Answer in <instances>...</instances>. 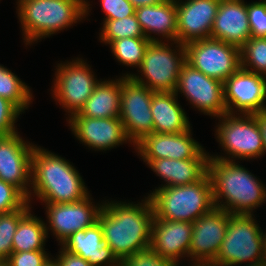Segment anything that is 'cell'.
I'll list each match as a JSON object with an SVG mask.
<instances>
[{
	"mask_svg": "<svg viewBox=\"0 0 266 266\" xmlns=\"http://www.w3.org/2000/svg\"><path fill=\"white\" fill-rule=\"evenodd\" d=\"M256 120L261 131L263 145L266 153V110L256 113Z\"/></svg>",
	"mask_w": 266,
	"mask_h": 266,
	"instance_id": "40",
	"label": "cell"
},
{
	"mask_svg": "<svg viewBox=\"0 0 266 266\" xmlns=\"http://www.w3.org/2000/svg\"><path fill=\"white\" fill-rule=\"evenodd\" d=\"M223 91L227 114L253 115L266 110L264 75L240 67L223 82Z\"/></svg>",
	"mask_w": 266,
	"mask_h": 266,
	"instance_id": "13",
	"label": "cell"
},
{
	"mask_svg": "<svg viewBox=\"0 0 266 266\" xmlns=\"http://www.w3.org/2000/svg\"><path fill=\"white\" fill-rule=\"evenodd\" d=\"M0 266H9L7 262H0Z\"/></svg>",
	"mask_w": 266,
	"mask_h": 266,
	"instance_id": "46",
	"label": "cell"
},
{
	"mask_svg": "<svg viewBox=\"0 0 266 266\" xmlns=\"http://www.w3.org/2000/svg\"><path fill=\"white\" fill-rule=\"evenodd\" d=\"M44 266H59V264L58 261L52 256L48 259Z\"/></svg>",
	"mask_w": 266,
	"mask_h": 266,
	"instance_id": "42",
	"label": "cell"
},
{
	"mask_svg": "<svg viewBox=\"0 0 266 266\" xmlns=\"http://www.w3.org/2000/svg\"><path fill=\"white\" fill-rule=\"evenodd\" d=\"M58 251V255L55 256L59 266H92L87 260L83 259L79 255L72 254L62 247Z\"/></svg>",
	"mask_w": 266,
	"mask_h": 266,
	"instance_id": "39",
	"label": "cell"
},
{
	"mask_svg": "<svg viewBox=\"0 0 266 266\" xmlns=\"http://www.w3.org/2000/svg\"><path fill=\"white\" fill-rule=\"evenodd\" d=\"M207 174L214 207L232 215H254L266 202V187L248 169L232 160L209 158Z\"/></svg>",
	"mask_w": 266,
	"mask_h": 266,
	"instance_id": "2",
	"label": "cell"
},
{
	"mask_svg": "<svg viewBox=\"0 0 266 266\" xmlns=\"http://www.w3.org/2000/svg\"><path fill=\"white\" fill-rule=\"evenodd\" d=\"M241 67L266 76V37H250L240 48Z\"/></svg>",
	"mask_w": 266,
	"mask_h": 266,
	"instance_id": "32",
	"label": "cell"
},
{
	"mask_svg": "<svg viewBox=\"0 0 266 266\" xmlns=\"http://www.w3.org/2000/svg\"><path fill=\"white\" fill-rule=\"evenodd\" d=\"M68 126L83 145L95 151H106L124 143L132 144L119 117H68Z\"/></svg>",
	"mask_w": 266,
	"mask_h": 266,
	"instance_id": "18",
	"label": "cell"
},
{
	"mask_svg": "<svg viewBox=\"0 0 266 266\" xmlns=\"http://www.w3.org/2000/svg\"><path fill=\"white\" fill-rule=\"evenodd\" d=\"M135 9L143 6H148V5H157L162 3L164 0H128Z\"/></svg>",
	"mask_w": 266,
	"mask_h": 266,
	"instance_id": "41",
	"label": "cell"
},
{
	"mask_svg": "<svg viewBox=\"0 0 266 266\" xmlns=\"http://www.w3.org/2000/svg\"><path fill=\"white\" fill-rule=\"evenodd\" d=\"M92 200L89 195L74 203H45V214L49 224L46 225L47 235L51 231L60 245L74 232L93 226L98 222L104 202L95 205Z\"/></svg>",
	"mask_w": 266,
	"mask_h": 266,
	"instance_id": "15",
	"label": "cell"
},
{
	"mask_svg": "<svg viewBox=\"0 0 266 266\" xmlns=\"http://www.w3.org/2000/svg\"><path fill=\"white\" fill-rule=\"evenodd\" d=\"M148 196L158 219L193 223L214 208L208 174L190 185L155 187Z\"/></svg>",
	"mask_w": 266,
	"mask_h": 266,
	"instance_id": "5",
	"label": "cell"
},
{
	"mask_svg": "<svg viewBox=\"0 0 266 266\" xmlns=\"http://www.w3.org/2000/svg\"><path fill=\"white\" fill-rule=\"evenodd\" d=\"M104 16L103 20L123 19L135 14L134 6L128 0H100Z\"/></svg>",
	"mask_w": 266,
	"mask_h": 266,
	"instance_id": "38",
	"label": "cell"
},
{
	"mask_svg": "<svg viewBox=\"0 0 266 266\" xmlns=\"http://www.w3.org/2000/svg\"><path fill=\"white\" fill-rule=\"evenodd\" d=\"M185 62L186 50L183 44L177 41H151L137 69L141 76L138 73H126L123 76L131 77L154 92H175Z\"/></svg>",
	"mask_w": 266,
	"mask_h": 266,
	"instance_id": "6",
	"label": "cell"
},
{
	"mask_svg": "<svg viewBox=\"0 0 266 266\" xmlns=\"http://www.w3.org/2000/svg\"><path fill=\"white\" fill-rule=\"evenodd\" d=\"M218 119L215 136L226 155L210 154L209 158L251 160L265 154L256 114H224Z\"/></svg>",
	"mask_w": 266,
	"mask_h": 266,
	"instance_id": "8",
	"label": "cell"
},
{
	"mask_svg": "<svg viewBox=\"0 0 266 266\" xmlns=\"http://www.w3.org/2000/svg\"><path fill=\"white\" fill-rule=\"evenodd\" d=\"M262 238H263L264 257L266 262V233L263 232V229H262Z\"/></svg>",
	"mask_w": 266,
	"mask_h": 266,
	"instance_id": "43",
	"label": "cell"
},
{
	"mask_svg": "<svg viewBox=\"0 0 266 266\" xmlns=\"http://www.w3.org/2000/svg\"><path fill=\"white\" fill-rule=\"evenodd\" d=\"M141 200L138 203L105 200L98 215L103 239L119 261L150 248L153 206L148 195Z\"/></svg>",
	"mask_w": 266,
	"mask_h": 266,
	"instance_id": "1",
	"label": "cell"
},
{
	"mask_svg": "<svg viewBox=\"0 0 266 266\" xmlns=\"http://www.w3.org/2000/svg\"><path fill=\"white\" fill-rule=\"evenodd\" d=\"M60 247L79 255L92 266H120V261L103 239L99 222L89 228L74 232L60 244Z\"/></svg>",
	"mask_w": 266,
	"mask_h": 266,
	"instance_id": "22",
	"label": "cell"
},
{
	"mask_svg": "<svg viewBox=\"0 0 266 266\" xmlns=\"http://www.w3.org/2000/svg\"><path fill=\"white\" fill-rule=\"evenodd\" d=\"M191 265H189V266H213V265H211V264H198V263H190Z\"/></svg>",
	"mask_w": 266,
	"mask_h": 266,
	"instance_id": "45",
	"label": "cell"
},
{
	"mask_svg": "<svg viewBox=\"0 0 266 266\" xmlns=\"http://www.w3.org/2000/svg\"><path fill=\"white\" fill-rule=\"evenodd\" d=\"M231 214L214 207L192 223L189 257L192 263L210 264L223 243ZM194 261V262H193Z\"/></svg>",
	"mask_w": 266,
	"mask_h": 266,
	"instance_id": "17",
	"label": "cell"
},
{
	"mask_svg": "<svg viewBox=\"0 0 266 266\" xmlns=\"http://www.w3.org/2000/svg\"><path fill=\"white\" fill-rule=\"evenodd\" d=\"M154 91L122 76L119 118L127 137L135 146L145 135L153 133L151 102Z\"/></svg>",
	"mask_w": 266,
	"mask_h": 266,
	"instance_id": "11",
	"label": "cell"
},
{
	"mask_svg": "<svg viewBox=\"0 0 266 266\" xmlns=\"http://www.w3.org/2000/svg\"><path fill=\"white\" fill-rule=\"evenodd\" d=\"M251 37H266V0L247 3Z\"/></svg>",
	"mask_w": 266,
	"mask_h": 266,
	"instance_id": "33",
	"label": "cell"
},
{
	"mask_svg": "<svg viewBox=\"0 0 266 266\" xmlns=\"http://www.w3.org/2000/svg\"><path fill=\"white\" fill-rule=\"evenodd\" d=\"M255 218L231 214L223 243L211 265L239 266L265 260L262 229Z\"/></svg>",
	"mask_w": 266,
	"mask_h": 266,
	"instance_id": "7",
	"label": "cell"
},
{
	"mask_svg": "<svg viewBox=\"0 0 266 266\" xmlns=\"http://www.w3.org/2000/svg\"><path fill=\"white\" fill-rule=\"evenodd\" d=\"M137 37H145V35L135 14L123 19L103 20V26L99 33V40L105 45L122 38Z\"/></svg>",
	"mask_w": 266,
	"mask_h": 266,
	"instance_id": "30",
	"label": "cell"
},
{
	"mask_svg": "<svg viewBox=\"0 0 266 266\" xmlns=\"http://www.w3.org/2000/svg\"><path fill=\"white\" fill-rule=\"evenodd\" d=\"M27 201L15 186L0 180V214L20 209Z\"/></svg>",
	"mask_w": 266,
	"mask_h": 266,
	"instance_id": "34",
	"label": "cell"
},
{
	"mask_svg": "<svg viewBox=\"0 0 266 266\" xmlns=\"http://www.w3.org/2000/svg\"><path fill=\"white\" fill-rule=\"evenodd\" d=\"M175 93L183 94L190 105L204 115L219 118L227 114L223 82L208 77L187 62L181 67Z\"/></svg>",
	"mask_w": 266,
	"mask_h": 266,
	"instance_id": "12",
	"label": "cell"
},
{
	"mask_svg": "<svg viewBox=\"0 0 266 266\" xmlns=\"http://www.w3.org/2000/svg\"><path fill=\"white\" fill-rule=\"evenodd\" d=\"M70 161L35 145L32 151L31 189L28 202L74 203L90 193L80 173Z\"/></svg>",
	"mask_w": 266,
	"mask_h": 266,
	"instance_id": "3",
	"label": "cell"
},
{
	"mask_svg": "<svg viewBox=\"0 0 266 266\" xmlns=\"http://www.w3.org/2000/svg\"><path fill=\"white\" fill-rule=\"evenodd\" d=\"M193 225L189 222L153 219L150 248L159 256L180 264L189 258Z\"/></svg>",
	"mask_w": 266,
	"mask_h": 266,
	"instance_id": "20",
	"label": "cell"
},
{
	"mask_svg": "<svg viewBox=\"0 0 266 266\" xmlns=\"http://www.w3.org/2000/svg\"><path fill=\"white\" fill-rule=\"evenodd\" d=\"M250 37L247 2L220 0L211 30V38L241 48Z\"/></svg>",
	"mask_w": 266,
	"mask_h": 266,
	"instance_id": "21",
	"label": "cell"
},
{
	"mask_svg": "<svg viewBox=\"0 0 266 266\" xmlns=\"http://www.w3.org/2000/svg\"><path fill=\"white\" fill-rule=\"evenodd\" d=\"M18 133L0 136V180L15 186L29 200L35 145Z\"/></svg>",
	"mask_w": 266,
	"mask_h": 266,
	"instance_id": "16",
	"label": "cell"
},
{
	"mask_svg": "<svg viewBox=\"0 0 266 266\" xmlns=\"http://www.w3.org/2000/svg\"><path fill=\"white\" fill-rule=\"evenodd\" d=\"M23 112L8 99L0 97V136L17 133V118Z\"/></svg>",
	"mask_w": 266,
	"mask_h": 266,
	"instance_id": "35",
	"label": "cell"
},
{
	"mask_svg": "<svg viewBox=\"0 0 266 266\" xmlns=\"http://www.w3.org/2000/svg\"><path fill=\"white\" fill-rule=\"evenodd\" d=\"M209 159H157L152 160L147 166L162 180L166 186H183L198 182L207 174Z\"/></svg>",
	"mask_w": 266,
	"mask_h": 266,
	"instance_id": "25",
	"label": "cell"
},
{
	"mask_svg": "<svg viewBox=\"0 0 266 266\" xmlns=\"http://www.w3.org/2000/svg\"><path fill=\"white\" fill-rule=\"evenodd\" d=\"M151 113L154 133L176 134L192 128L175 92H154Z\"/></svg>",
	"mask_w": 266,
	"mask_h": 266,
	"instance_id": "24",
	"label": "cell"
},
{
	"mask_svg": "<svg viewBox=\"0 0 266 266\" xmlns=\"http://www.w3.org/2000/svg\"><path fill=\"white\" fill-rule=\"evenodd\" d=\"M16 5L25 46L71 27L91 12L88 0H17Z\"/></svg>",
	"mask_w": 266,
	"mask_h": 266,
	"instance_id": "4",
	"label": "cell"
},
{
	"mask_svg": "<svg viewBox=\"0 0 266 266\" xmlns=\"http://www.w3.org/2000/svg\"><path fill=\"white\" fill-rule=\"evenodd\" d=\"M32 95L30 87L25 82L0 64V97L8 99L24 113L33 102Z\"/></svg>",
	"mask_w": 266,
	"mask_h": 266,
	"instance_id": "28",
	"label": "cell"
},
{
	"mask_svg": "<svg viewBox=\"0 0 266 266\" xmlns=\"http://www.w3.org/2000/svg\"><path fill=\"white\" fill-rule=\"evenodd\" d=\"M135 16L145 37L150 41H177L176 0H164L157 5L139 7L135 9ZM152 33L162 38H155Z\"/></svg>",
	"mask_w": 266,
	"mask_h": 266,
	"instance_id": "23",
	"label": "cell"
},
{
	"mask_svg": "<svg viewBox=\"0 0 266 266\" xmlns=\"http://www.w3.org/2000/svg\"><path fill=\"white\" fill-rule=\"evenodd\" d=\"M246 266H266V262H265V260H263V261H260V262H257V263L247 264Z\"/></svg>",
	"mask_w": 266,
	"mask_h": 266,
	"instance_id": "44",
	"label": "cell"
},
{
	"mask_svg": "<svg viewBox=\"0 0 266 266\" xmlns=\"http://www.w3.org/2000/svg\"><path fill=\"white\" fill-rule=\"evenodd\" d=\"M220 0H176L177 42L187 44L211 38Z\"/></svg>",
	"mask_w": 266,
	"mask_h": 266,
	"instance_id": "19",
	"label": "cell"
},
{
	"mask_svg": "<svg viewBox=\"0 0 266 266\" xmlns=\"http://www.w3.org/2000/svg\"><path fill=\"white\" fill-rule=\"evenodd\" d=\"M47 222L31 213V210L19 221L13 236V252L46 250L48 235Z\"/></svg>",
	"mask_w": 266,
	"mask_h": 266,
	"instance_id": "27",
	"label": "cell"
},
{
	"mask_svg": "<svg viewBox=\"0 0 266 266\" xmlns=\"http://www.w3.org/2000/svg\"><path fill=\"white\" fill-rule=\"evenodd\" d=\"M184 46L188 64L221 82L241 67L240 48L221 40L207 38L189 42Z\"/></svg>",
	"mask_w": 266,
	"mask_h": 266,
	"instance_id": "10",
	"label": "cell"
},
{
	"mask_svg": "<svg viewBox=\"0 0 266 266\" xmlns=\"http://www.w3.org/2000/svg\"><path fill=\"white\" fill-rule=\"evenodd\" d=\"M32 205L27 201L20 209L0 214V262H6L10 257L19 221L31 210Z\"/></svg>",
	"mask_w": 266,
	"mask_h": 266,
	"instance_id": "31",
	"label": "cell"
},
{
	"mask_svg": "<svg viewBox=\"0 0 266 266\" xmlns=\"http://www.w3.org/2000/svg\"><path fill=\"white\" fill-rule=\"evenodd\" d=\"M72 61L61 62L56 66L52 96L56 104L64 108L68 117L78 113L90 97L96 85L100 82L96 78L92 66L80 57Z\"/></svg>",
	"mask_w": 266,
	"mask_h": 266,
	"instance_id": "9",
	"label": "cell"
},
{
	"mask_svg": "<svg viewBox=\"0 0 266 266\" xmlns=\"http://www.w3.org/2000/svg\"><path fill=\"white\" fill-rule=\"evenodd\" d=\"M122 76L96 85L81 110L70 117L112 118L119 117Z\"/></svg>",
	"mask_w": 266,
	"mask_h": 266,
	"instance_id": "26",
	"label": "cell"
},
{
	"mask_svg": "<svg viewBox=\"0 0 266 266\" xmlns=\"http://www.w3.org/2000/svg\"><path fill=\"white\" fill-rule=\"evenodd\" d=\"M150 42L146 37L122 38L112 41L109 47L118 62L124 66L139 68Z\"/></svg>",
	"mask_w": 266,
	"mask_h": 266,
	"instance_id": "29",
	"label": "cell"
},
{
	"mask_svg": "<svg viewBox=\"0 0 266 266\" xmlns=\"http://www.w3.org/2000/svg\"><path fill=\"white\" fill-rule=\"evenodd\" d=\"M192 129L176 134L151 133L135 144L138 156L148 165L157 159H209V153L192 138Z\"/></svg>",
	"mask_w": 266,
	"mask_h": 266,
	"instance_id": "14",
	"label": "cell"
},
{
	"mask_svg": "<svg viewBox=\"0 0 266 266\" xmlns=\"http://www.w3.org/2000/svg\"><path fill=\"white\" fill-rule=\"evenodd\" d=\"M50 257L45 250L12 252L6 262L9 266H44Z\"/></svg>",
	"mask_w": 266,
	"mask_h": 266,
	"instance_id": "37",
	"label": "cell"
},
{
	"mask_svg": "<svg viewBox=\"0 0 266 266\" xmlns=\"http://www.w3.org/2000/svg\"><path fill=\"white\" fill-rule=\"evenodd\" d=\"M174 261L157 255L151 248L136 252L120 261V266H179Z\"/></svg>",
	"mask_w": 266,
	"mask_h": 266,
	"instance_id": "36",
	"label": "cell"
}]
</instances>
